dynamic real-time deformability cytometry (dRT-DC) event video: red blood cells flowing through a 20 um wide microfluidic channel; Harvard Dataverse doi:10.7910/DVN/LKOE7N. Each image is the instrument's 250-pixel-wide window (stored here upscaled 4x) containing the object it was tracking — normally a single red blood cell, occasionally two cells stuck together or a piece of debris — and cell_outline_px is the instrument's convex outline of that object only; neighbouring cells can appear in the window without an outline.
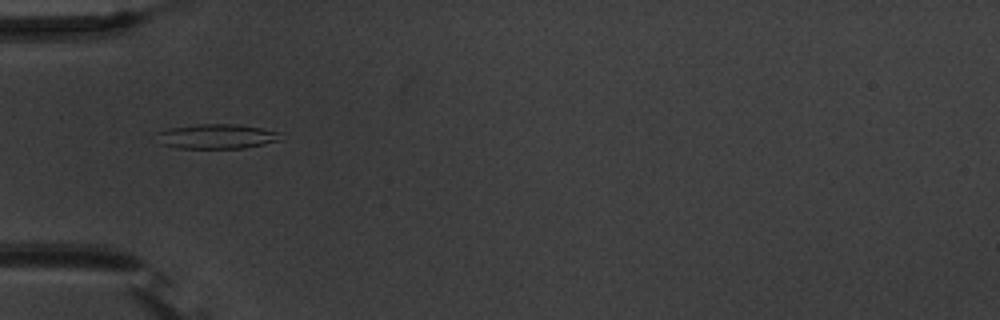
{"species": "common noctule bat (a hibernating species)", "species_latin": "Nyctalus noctula", "temperature_condition": "warm", "stored_images_in_passage": 55, "camera_frame_rate_fps": 3000, "um_per_image_px": 0.085, "animal": {"sex": "male", "body_mass_g": 20.1, "forearm_length_mm": 53.5}, "frame": {"image": 1, "passage_image": 19, "time_ms": 6.0, "image_size_px": [1000, 320], "cell_outline_px": [[288, 136], [280, 140], [264, 144], [244, 148], [176, 148], [160, 144], [156, 132], [168, 128], [196, 124], [236, 124], [260, 128], [280, 132]], "centroid_in_image_um": [18.45, 11.59], "position_along_channel_um": 66.5, "area_um2": 18.09}}
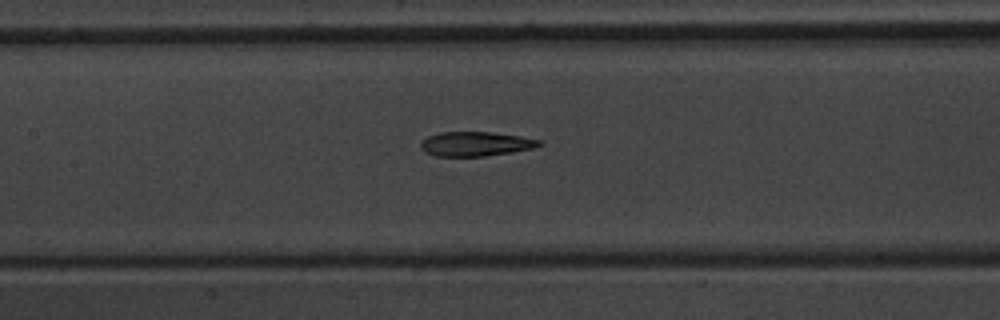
{"frame": {"image": 2, "passage_image": 27, "time_ms": 8.667, "image_size_px": [1000, 320], "cell_outline_px": [[544, 144], [532, 148], [512, 152], [484, 156], [436, 156], [424, 152], [420, 148], [420, 144], [428, 136], [440, 132], [492, 132], [520, 136], [544, 140]], "centroid_in_image_um": [40.46, 12.23], "position_along_channel_um": 166.9, "area_um2": 16.94}}
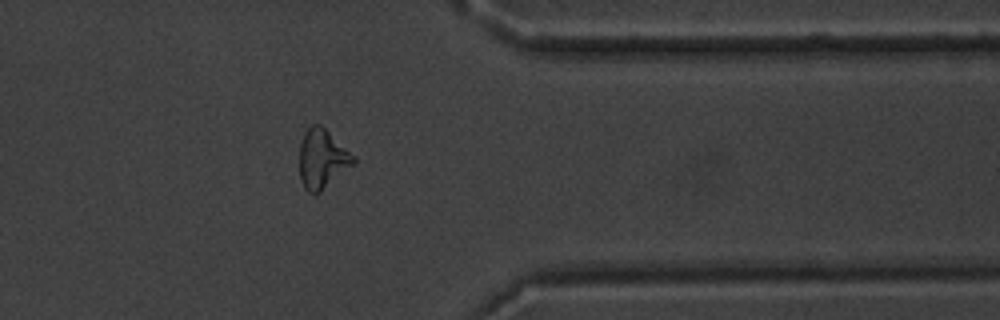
{"frame": {"image": 3, "passage_image": 45, "time_ms": 14.667, "image_size_px": [1000, 320], "cell_outline_px": [[356, 164], [320, 192], [308, 192], [304, 188], [300, 180], [300, 144], [304, 132], [312, 124], [320, 124], [356, 156]], "centroid_in_image_um": [27.42, 13.5], "position_along_channel_um": 384.0, "area_um2": 18.79}, "authors_computed_cell_mechanics": {"area_um2": 18.3804, "velocity_mm_per_s": 3.7786, "shape_relaxation_time_tau1_ms": 4.0541, "shape_relaxation_time_tau2_ms": 2.337, "deformation_change_tau1": 0.1774, "deformation_change_tau2": 0.1298}}